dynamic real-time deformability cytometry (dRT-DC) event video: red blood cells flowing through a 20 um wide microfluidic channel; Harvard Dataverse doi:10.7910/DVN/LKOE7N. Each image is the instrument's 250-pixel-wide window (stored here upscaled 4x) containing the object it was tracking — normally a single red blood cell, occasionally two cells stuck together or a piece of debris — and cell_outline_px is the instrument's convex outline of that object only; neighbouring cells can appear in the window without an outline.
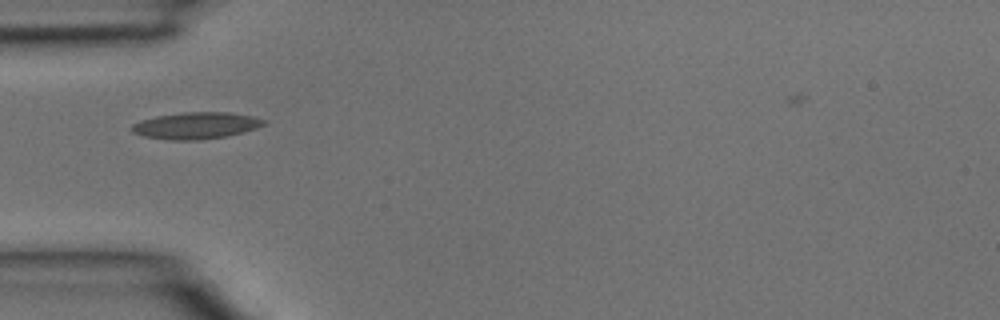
{"species": "common noctule bat (a hibernating species)", "species_latin": "Nyctalus noctula", "temperature_condition": "room temperature", "stored_images_in_passage": 1, "camera_frame_rate_fps": 3000, "um_per_image_px": 0.085, "animal": {"sex": "male", "body_mass_g": 15.6}, "frame": {"image": 1, "passage_image": 1, "time_ms": 0.0, "image_size_px": [1000, 320], "cell_outline_px": [[268, 124], [244, 132], [228, 136], [200, 140], [172, 140], [144, 136], [132, 132], [128, 128], [132, 124], [140, 120], [156, 116], [184, 112], [228, 112], [252, 116], [268, 120]], "centroid_in_image_um": [16.68, 10.67], "position_along_channel_um": 68.3, "area_um2": 20.81}}